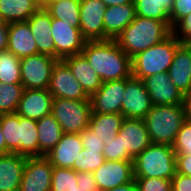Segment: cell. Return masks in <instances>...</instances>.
<instances>
[{
    "label": "cell",
    "mask_w": 191,
    "mask_h": 191,
    "mask_svg": "<svg viewBox=\"0 0 191 191\" xmlns=\"http://www.w3.org/2000/svg\"><path fill=\"white\" fill-rule=\"evenodd\" d=\"M82 54L102 82L132 76L131 58L121 50L115 39L86 41Z\"/></svg>",
    "instance_id": "1"
},
{
    "label": "cell",
    "mask_w": 191,
    "mask_h": 191,
    "mask_svg": "<svg viewBox=\"0 0 191 191\" xmlns=\"http://www.w3.org/2000/svg\"><path fill=\"white\" fill-rule=\"evenodd\" d=\"M172 34L170 22L137 16L115 39L130 58L159 44Z\"/></svg>",
    "instance_id": "2"
},
{
    "label": "cell",
    "mask_w": 191,
    "mask_h": 191,
    "mask_svg": "<svg viewBox=\"0 0 191 191\" xmlns=\"http://www.w3.org/2000/svg\"><path fill=\"white\" fill-rule=\"evenodd\" d=\"M144 120L152 143L173 146L185 121L183 105H152Z\"/></svg>",
    "instance_id": "3"
},
{
    "label": "cell",
    "mask_w": 191,
    "mask_h": 191,
    "mask_svg": "<svg viewBox=\"0 0 191 191\" xmlns=\"http://www.w3.org/2000/svg\"><path fill=\"white\" fill-rule=\"evenodd\" d=\"M181 45L172 33L159 44L139 52L131 58L132 76L143 80L148 76L168 72L175 52Z\"/></svg>",
    "instance_id": "4"
},
{
    "label": "cell",
    "mask_w": 191,
    "mask_h": 191,
    "mask_svg": "<svg viewBox=\"0 0 191 191\" xmlns=\"http://www.w3.org/2000/svg\"><path fill=\"white\" fill-rule=\"evenodd\" d=\"M134 177L171 180L177 173L176 153L172 146L151 143L133 159Z\"/></svg>",
    "instance_id": "5"
},
{
    "label": "cell",
    "mask_w": 191,
    "mask_h": 191,
    "mask_svg": "<svg viewBox=\"0 0 191 191\" xmlns=\"http://www.w3.org/2000/svg\"><path fill=\"white\" fill-rule=\"evenodd\" d=\"M51 114L60 124L64 133L80 134L90 122L91 100L53 98Z\"/></svg>",
    "instance_id": "6"
},
{
    "label": "cell",
    "mask_w": 191,
    "mask_h": 191,
    "mask_svg": "<svg viewBox=\"0 0 191 191\" xmlns=\"http://www.w3.org/2000/svg\"><path fill=\"white\" fill-rule=\"evenodd\" d=\"M58 60L45 54H35L20 60L21 84L24 89H48L51 73Z\"/></svg>",
    "instance_id": "7"
},
{
    "label": "cell",
    "mask_w": 191,
    "mask_h": 191,
    "mask_svg": "<svg viewBox=\"0 0 191 191\" xmlns=\"http://www.w3.org/2000/svg\"><path fill=\"white\" fill-rule=\"evenodd\" d=\"M51 36L55 46V59L62 60L66 57L81 54L86 40L80 28L72 26V22L52 18Z\"/></svg>",
    "instance_id": "8"
},
{
    "label": "cell",
    "mask_w": 191,
    "mask_h": 191,
    "mask_svg": "<svg viewBox=\"0 0 191 191\" xmlns=\"http://www.w3.org/2000/svg\"><path fill=\"white\" fill-rule=\"evenodd\" d=\"M152 102L141 79L126 78L121 113L126 119H144L152 108Z\"/></svg>",
    "instance_id": "9"
},
{
    "label": "cell",
    "mask_w": 191,
    "mask_h": 191,
    "mask_svg": "<svg viewBox=\"0 0 191 191\" xmlns=\"http://www.w3.org/2000/svg\"><path fill=\"white\" fill-rule=\"evenodd\" d=\"M48 91L53 98L90 100V97L62 60H58L53 67Z\"/></svg>",
    "instance_id": "10"
},
{
    "label": "cell",
    "mask_w": 191,
    "mask_h": 191,
    "mask_svg": "<svg viewBox=\"0 0 191 191\" xmlns=\"http://www.w3.org/2000/svg\"><path fill=\"white\" fill-rule=\"evenodd\" d=\"M53 165L45 157H28L18 191H51Z\"/></svg>",
    "instance_id": "11"
},
{
    "label": "cell",
    "mask_w": 191,
    "mask_h": 191,
    "mask_svg": "<svg viewBox=\"0 0 191 191\" xmlns=\"http://www.w3.org/2000/svg\"><path fill=\"white\" fill-rule=\"evenodd\" d=\"M107 7L101 0H80V31L86 41L104 40V15Z\"/></svg>",
    "instance_id": "12"
},
{
    "label": "cell",
    "mask_w": 191,
    "mask_h": 191,
    "mask_svg": "<svg viewBox=\"0 0 191 191\" xmlns=\"http://www.w3.org/2000/svg\"><path fill=\"white\" fill-rule=\"evenodd\" d=\"M93 174L99 191L112 189L134 180L133 161L105 160Z\"/></svg>",
    "instance_id": "13"
},
{
    "label": "cell",
    "mask_w": 191,
    "mask_h": 191,
    "mask_svg": "<svg viewBox=\"0 0 191 191\" xmlns=\"http://www.w3.org/2000/svg\"><path fill=\"white\" fill-rule=\"evenodd\" d=\"M51 191H99L93 172L53 166Z\"/></svg>",
    "instance_id": "14"
},
{
    "label": "cell",
    "mask_w": 191,
    "mask_h": 191,
    "mask_svg": "<svg viewBox=\"0 0 191 191\" xmlns=\"http://www.w3.org/2000/svg\"><path fill=\"white\" fill-rule=\"evenodd\" d=\"M125 85L126 78L103 82L102 86L90 97L92 112L121 113Z\"/></svg>",
    "instance_id": "15"
},
{
    "label": "cell",
    "mask_w": 191,
    "mask_h": 191,
    "mask_svg": "<svg viewBox=\"0 0 191 191\" xmlns=\"http://www.w3.org/2000/svg\"><path fill=\"white\" fill-rule=\"evenodd\" d=\"M122 150L133 160L152 142L144 119H124L118 132Z\"/></svg>",
    "instance_id": "16"
},
{
    "label": "cell",
    "mask_w": 191,
    "mask_h": 191,
    "mask_svg": "<svg viewBox=\"0 0 191 191\" xmlns=\"http://www.w3.org/2000/svg\"><path fill=\"white\" fill-rule=\"evenodd\" d=\"M142 81L153 105L183 103V94L172 83L168 72L148 76Z\"/></svg>",
    "instance_id": "17"
},
{
    "label": "cell",
    "mask_w": 191,
    "mask_h": 191,
    "mask_svg": "<svg viewBox=\"0 0 191 191\" xmlns=\"http://www.w3.org/2000/svg\"><path fill=\"white\" fill-rule=\"evenodd\" d=\"M53 96L48 89H24L16 113L20 116L40 120L51 113Z\"/></svg>",
    "instance_id": "18"
},
{
    "label": "cell",
    "mask_w": 191,
    "mask_h": 191,
    "mask_svg": "<svg viewBox=\"0 0 191 191\" xmlns=\"http://www.w3.org/2000/svg\"><path fill=\"white\" fill-rule=\"evenodd\" d=\"M83 149L79 134L64 133L56 146L45 157L53 166L73 169V163H77L79 152Z\"/></svg>",
    "instance_id": "19"
},
{
    "label": "cell",
    "mask_w": 191,
    "mask_h": 191,
    "mask_svg": "<svg viewBox=\"0 0 191 191\" xmlns=\"http://www.w3.org/2000/svg\"><path fill=\"white\" fill-rule=\"evenodd\" d=\"M7 50L19 59L38 54V47L27 21L9 23Z\"/></svg>",
    "instance_id": "20"
},
{
    "label": "cell",
    "mask_w": 191,
    "mask_h": 191,
    "mask_svg": "<svg viewBox=\"0 0 191 191\" xmlns=\"http://www.w3.org/2000/svg\"><path fill=\"white\" fill-rule=\"evenodd\" d=\"M28 25L38 47V53L55 58V46L51 36L52 18L43 8H39L28 20Z\"/></svg>",
    "instance_id": "21"
},
{
    "label": "cell",
    "mask_w": 191,
    "mask_h": 191,
    "mask_svg": "<svg viewBox=\"0 0 191 191\" xmlns=\"http://www.w3.org/2000/svg\"><path fill=\"white\" fill-rule=\"evenodd\" d=\"M168 76L182 94L191 91V45L182 44L176 50Z\"/></svg>",
    "instance_id": "22"
},
{
    "label": "cell",
    "mask_w": 191,
    "mask_h": 191,
    "mask_svg": "<svg viewBox=\"0 0 191 191\" xmlns=\"http://www.w3.org/2000/svg\"><path fill=\"white\" fill-rule=\"evenodd\" d=\"M62 61L69 67L71 73L89 97L102 86L101 78L82 53L66 57Z\"/></svg>",
    "instance_id": "23"
},
{
    "label": "cell",
    "mask_w": 191,
    "mask_h": 191,
    "mask_svg": "<svg viewBox=\"0 0 191 191\" xmlns=\"http://www.w3.org/2000/svg\"><path fill=\"white\" fill-rule=\"evenodd\" d=\"M135 17L134 3L107 7L104 15V40L116 39Z\"/></svg>",
    "instance_id": "24"
},
{
    "label": "cell",
    "mask_w": 191,
    "mask_h": 191,
    "mask_svg": "<svg viewBox=\"0 0 191 191\" xmlns=\"http://www.w3.org/2000/svg\"><path fill=\"white\" fill-rule=\"evenodd\" d=\"M27 157L8 153L0 155V191H18Z\"/></svg>",
    "instance_id": "25"
},
{
    "label": "cell",
    "mask_w": 191,
    "mask_h": 191,
    "mask_svg": "<svg viewBox=\"0 0 191 191\" xmlns=\"http://www.w3.org/2000/svg\"><path fill=\"white\" fill-rule=\"evenodd\" d=\"M37 131L39 157L51 151L64 134L62 127L51 113L37 120Z\"/></svg>",
    "instance_id": "26"
},
{
    "label": "cell",
    "mask_w": 191,
    "mask_h": 191,
    "mask_svg": "<svg viewBox=\"0 0 191 191\" xmlns=\"http://www.w3.org/2000/svg\"><path fill=\"white\" fill-rule=\"evenodd\" d=\"M125 117L122 113L103 114L92 112L88 127L103 143L116 137Z\"/></svg>",
    "instance_id": "27"
},
{
    "label": "cell",
    "mask_w": 191,
    "mask_h": 191,
    "mask_svg": "<svg viewBox=\"0 0 191 191\" xmlns=\"http://www.w3.org/2000/svg\"><path fill=\"white\" fill-rule=\"evenodd\" d=\"M39 8L34 0H0V18L6 23L27 21Z\"/></svg>",
    "instance_id": "28"
},
{
    "label": "cell",
    "mask_w": 191,
    "mask_h": 191,
    "mask_svg": "<svg viewBox=\"0 0 191 191\" xmlns=\"http://www.w3.org/2000/svg\"><path fill=\"white\" fill-rule=\"evenodd\" d=\"M20 155L39 157L37 120L19 115Z\"/></svg>",
    "instance_id": "29"
},
{
    "label": "cell",
    "mask_w": 191,
    "mask_h": 191,
    "mask_svg": "<svg viewBox=\"0 0 191 191\" xmlns=\"http://www.w3.org/2000/svg\"><path fill=\"white\" fill-rule=\"evenodd\" d=\"M174 0H134L136 15L170 22Z\"/></svg>",
    "instance_id": "30"
},
{
    "label": "cell",
    "mask_w": 191,
    "mask_h": 191,
    "mask_svg": "<svg viewBox=\"0 0 191 191\" xmlns=\"http://www.w3.org/2000/svg\"><path fill=\"white\" fill-rule=\"evenodd\" d=\"M45 10L51 18L72 22V26L77 28L80 26V0H62L50 3Z\"/></svg>",
    "instance_id": "31"
},
{
    "label": "cell",
    "mask_w": 191,
    "mask_h": 191,
    "mask_svg": "<svg viewBox=\"0 0 191 191\" xmlns=\"http://www.w3.org/2000/svg\"><path fill=\"white\" fill-rule=\"evenodd\" d=\"M0 127L6 143V154L20 155L19 115L17 113L0 115Z\"/></svg>",
    "instance_id": "32"
},
{
    "label": "cell",
    "mask_w": 191,
    "mask_h": 191,
    "mask_svg": "<svg viewBox=\"0 0 191 191\" xmlns=\"http://www.w3.org/2000/svg\"><path fill=\"white\" fill-rule=\"evenodd\" d=\"M20 60L8 50L0 51V82L3 84H21Z\"/></svg>",
    "instance_id": "33"
},
{
    "label": "cell",
    "mask_w": 191,
    "mask_h": 191,
    "mask_svg": "<svg viewBox=\"0 0 191 191\" xmlns=\"http://www.w3.org/2000/svg\"><path fill=\"white\" fill-rule=\"evenodd\" d=\"M23 91L22 84L0 82V115L16 113Z\"/></svg>",
    "instance_id": "34"
},
{
    "label": "cell",
    "mask_w": 191,
    "mask_h": 191,
    "mask_svg": "<svg viewBox=\"0 0 191 191\" xmlns=\"http://www.w3.org/2000/svg\"><path fill=\"white\" fill-rule=\"evenodd\" d=\"M105 162L103 153L99 150L83 148L77 157V163H73L76 172H94Z\"/></svg>",
    "instance_id": "35"
},
{
    "label": "cell",
    "mask_w": 191,
    "mask_h": 191,
    "mask_svg": "<svg viewBox=\"0 0 191 191\" xmlns=\"http://www.w3.org/2000/svg\"><path fill=\"white\" fill-rule=\"evenodd\" d=\"M103 155L105 160L133 161L128 156L126 150H122L121 136L119 135L105 142Z\"/></svg>",
    "instance_id": "36"
},
{
    "label": "cell",
    "mask_w": 191,
    "mask_h": 191,
    "mask_svg": "<svg viewBox=\"0 0 191 191\" xmlns=\"http://www.w3.org/2000/svg\"><path fill=\"white\" fill-rule=\"evenodd\" d=\"M138 191H172L171 180L162 178L134 177Z\"/></svg>",
    "instance_id": "37"
},
{
    "label": "cell",
    "mask_w": 191,
    "mask_h": 191,
    "mask_svg": "<svg viewBox=\"0 0 191 191\" xmlns=\"http://www.w3.org/2000/svg\"><path fill=\"white\" fill-rule=\"evenodd\" d=\"M172 147L176 154H189L191 151V122L184 121Z\"/></svg>",
    "instance_id": "38"
},
{
    "label": "cell",
    "mask_w": 191,
    "mask_h": 191,
    "mask_svg": "<svg viewBox=\"0 0 191 191\" xmlns=\"http://www.w3.org/2000/svg\"><path fill=\"white\" fill-rule=\"evenodd\" d=\"M172 33L182 44L191 45V14L180 19L172 27Z\"/></svg>",
    "instance_id": "39"
},
{
    "label": "cell",
    "mask_w": 191,
    "mask_h": 191,
    "mask_svg": "<svg viewBox=\"0 0 191 191\" xmlns=\"http://www.w3.org/2000/svg\"><path fill=\"white\" fill-rule=\"evenodd\" d=\"M189 14H191V0H174L171 14L169 16L171 27Z\"/></svg>",
    "instance_id": "40"
},
{
    "label": "cell",
    "mask_w": 191,
    "mask_h": 191,
    "mask_svg": "<svg viewBox=\"0 0 191 191\" xmlns=\"http://www.w3.org/2000/svg\"><path fill=\"white\" fill-rule=\"evenodd\" d=\"M79 135L82 140L83 148L99 150L101 153H103L105 144L98 136L94 134L92 129L87 127Z\"/></svg>",
    "instance_id": "41"
},
{
    "label": "cell",
    "mask_w": 191,
    "mask_h": 191,
    "mask_svg": "<svg viewBox=\"0 0 191 191\" xmlns=\"http://www.w3.org/2000/svg\"><path fill=\"white\" fill-rule=\"evenodd\" d=\"M172 191H191V176L176 173L171 179Z\"/></svg>",
    "instance_id": "42"
},
{
    "label": "cell",
    "mask_w": 191,
    "mask_h": 191,
    "mask_svg": "<svg viewBox=\"0 0 191 191\" xmlns=\"http://www.w3.org/2000/svg\"><path fill=\"white\" fill-rule=\"evenodd\" d=\"M177 173L191 176V159L188 154H176Z\"/></svg>",
    "instance_id": "43"
},
{
    "label": "cell",
    "mask_w": 191,
    "mask_h": 191,
    "mask_svg": "<svg viewBox=\"0 0 191 191\" xmlns=\"http://www.w3.org/2000/svg\"><path fill=\"white\" fill-rule=\"evenodd\" d=\"M9 23L0 21V51L8 49Z\"/></svg>",
    "instance_id": "44"
},
{
    "label": "cell",
    "mask_w": 191,
    "mask_h": 191,
    "mask_svg": "<svg viewBox=\"0 0 191 191\" xmlns=\"http://www.w3.org/2000/svg\"><path fill=\"white\" fill-rule=\"evenodd\" d=\"M183 108L185 114V120L191 122V91L183 94Z\"/></svg>",
    "instance_id": "45"
},
{
    "label": "cell",
    "mask_w": 191,
    "mask_h": 191,
    "mask_svg": "<svg viewBox=\"0 0 191 191\" xmlns=\"http://www.w3.org/2000/svg\"><path fill=\"white\" fill-rule=\"evenodd\" d=\"M104 191H138V187L136 185L135 180H133L132 182H129L127 184Z\"/></svg>",
    "instance_id": "46"
},
{
    "label": "cell",
    "mask_w": 191,
    "mask_h": 191,
    "mask_svg": "<svg viewBox=\"0 0 191 191\" xmlns=\"http://www.w3.org/2000/svg\"><path fill=\"white\" fill-rule=\"evenodd\" d=\"M106 7L134 3V0H101Z\"/></svg>",
    "instance_id": "47"
},
{
    "label": "cell",
    "mask_w": 191,
    "mask_h": 191,
    "mask_svg": "<svg viewBox=\"0 0 191 191\" xmlns=\"http://www.w3.org/2000/svg\"><path fill=\"white\" fill-rule=\"evenodd\" d=\"M6 154V143L0 127V155Z\"/></svg>",
    "instance_id": "48"
},
{
    "label": "cell",
    "mask_w": 191,
    "mask_h": 191,
    "mask_svg": "<svg viewBox=\"0 0 191 191\" xmlns=\"http://www.w3.org/2000/svg\"><path fill=\"white\" fill-rule=\"evenodd\" d=\"M62 0H45L44 3L40 6V8L45 9L50 3L60 2Z\"/></svg>",
    "instance_id": "49"
},
{
    "label": "cell",
    "mask_w": 191,
    "mask_h": 191,
    "mask_svg": "<svg viewBox=\"0 0 191 191\" xmlns=\"http://www.w3.org/2000/svg\"><path fill=\"white\" fill-rule=\"evenodd\" d=\"M34 1L41 6L45 0H34Z\"/></svg>",
    "instance_id": "50"
},
{
    "label": "cell",
    "mask_w": 191,
    "mask_h": 191,
    "mask_svg": "<svg viewBox=\"0 0 191 191\" xmlns=\"http://www.w3.org/2000/svg\"><path fill=\"white\" fill-rule=\"evenodd\" d=\"M188 159H191V151H189Z\"/></svg>",
    "instance_id": "51"
}]
</instances>
